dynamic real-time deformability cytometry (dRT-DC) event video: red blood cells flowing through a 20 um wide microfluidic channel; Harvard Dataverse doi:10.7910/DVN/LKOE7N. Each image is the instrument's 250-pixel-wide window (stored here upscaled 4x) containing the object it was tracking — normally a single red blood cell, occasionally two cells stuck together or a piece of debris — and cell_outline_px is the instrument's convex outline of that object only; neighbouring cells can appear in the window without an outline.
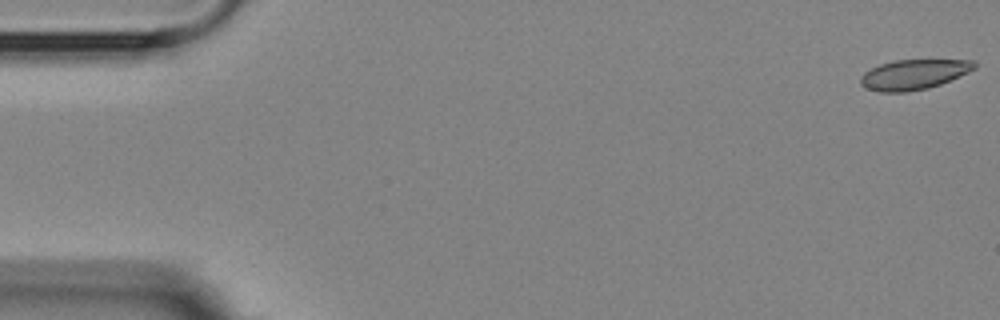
{"species": "Egyptian fruit bat (a non-hibernating species)", "species_latin": "Rousettus aegyptiacus", "temperature_condition": "room temperature", "stored_images_in_passage": 4, "camera_frame_rate_fps": 3000, "um_per_image_px": 0.085, "animal": {"sex": "female"}, "frame": {"image": 1, "passage_image": 1, "time_ms": 0.0, "image_size_px": [1000, 320], "cell_outline_px": [[976, 68], [968, 72], [940, 84], [928, 88], [904, 92], [880, 92], [868, 88], [860, 84], [860, 76], [864, 72], [880, 64], [896, 60], [972, 60], [976, 64]], "centroid_in_image_um": [77.65, 6.33], "position_along_channel_um": 7.4, "area_um2": 19.71}}
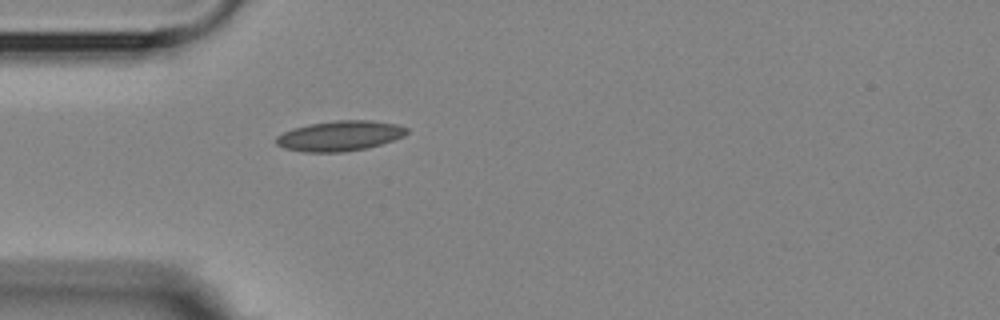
{"frame": {"image": 2, "passage_image": 4, "time_ms": 5.0, "image_size_px": [1000, 320], "cell_outline_px": [[408, 132], [404, 136], [368, 148], [344, 152], [304, 152], [284, 148], [276, 144], [276, 136], [292, 128], [308, 124], [336, 120], [372, 120], [396, 124], [408, 128]], "centroid_in_image_um": [28.87, 11.54], "position_along_channel_um": 56.1, "area_um2": 23.06}}